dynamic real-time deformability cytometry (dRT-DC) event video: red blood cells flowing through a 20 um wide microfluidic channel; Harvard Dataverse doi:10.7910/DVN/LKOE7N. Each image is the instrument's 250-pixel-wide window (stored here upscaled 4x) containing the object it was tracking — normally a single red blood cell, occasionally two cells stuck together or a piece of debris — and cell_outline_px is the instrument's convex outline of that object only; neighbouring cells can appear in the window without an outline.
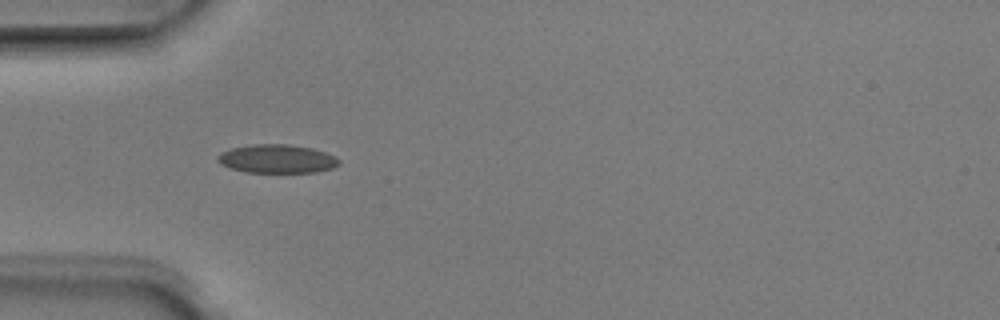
{"species": "Egyptian fruit bat (a non-hibernating species)", "species_latin": "Rousettus aegyptiacus", "temperature_condition": "room temperature", "stored_images_in_passage": 1, "camera_frame_rate_fps": 3000, "um_per_image_px": 0.085, "animal": {"sex": "male"}, "frame": {"image": 1, "passage_image": 1, "time_ms": 0.0, "image_size_px": [1000, 320], "cell_outline_px": [[340, 164], [332, 168], [316, 172], [244, 172], [228, 168], [220, 164], [216, 160], [216, 156], [220, 152], [232, 148], [252, 144], [288, 144], [312, 148], [336, 156], [340, 160]], "centroid_in_image_um": [23.51, 13.5], "position_along_channel_um": 61.5, "area_um2": 20.4}}